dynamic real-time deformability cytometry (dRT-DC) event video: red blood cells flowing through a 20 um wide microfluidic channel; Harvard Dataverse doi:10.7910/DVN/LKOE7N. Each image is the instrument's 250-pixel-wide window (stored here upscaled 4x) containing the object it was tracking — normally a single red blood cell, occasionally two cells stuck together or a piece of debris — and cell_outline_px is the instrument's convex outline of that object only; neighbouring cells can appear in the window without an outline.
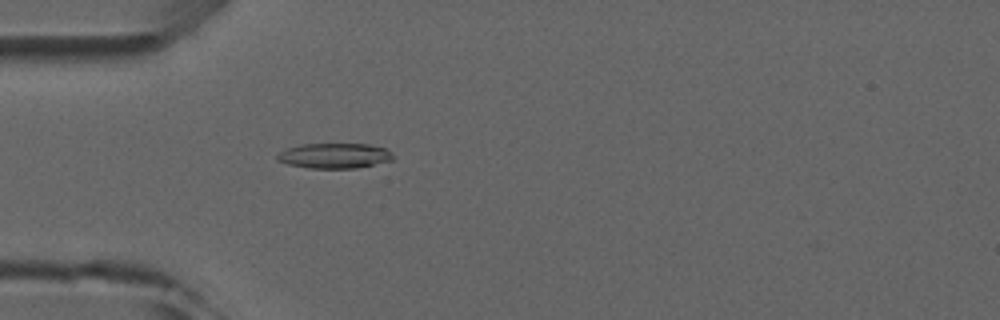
{"species": "common noctule bat (a hibernating species)", "species_latin": "Nyctalus noctula", "temperature_condition": "room temperature", "stored_images_in_passage": 5, "camera_frame_rate_fps": 3000, "um_per_image_px": 0.085, "animal": {"sex": "male", "forearm_length_mm": 52.5}, "frame": {"image": 1, "passage_image": 5, "time_ms": 4.667, "image_size_px": [1000, 320], "cell_outline_px": [[392, 160], [356, 168], [308, 168], [288, 164], [276, 160], [276, 156], [280, 152], [288, 148], [300, 144], [368, 144], [384, 148], [392, 152]], "centroid_in_image_um": [28.4, 13.24], "position_along_channel_um": 56.6, "area_um2": 16.88}}